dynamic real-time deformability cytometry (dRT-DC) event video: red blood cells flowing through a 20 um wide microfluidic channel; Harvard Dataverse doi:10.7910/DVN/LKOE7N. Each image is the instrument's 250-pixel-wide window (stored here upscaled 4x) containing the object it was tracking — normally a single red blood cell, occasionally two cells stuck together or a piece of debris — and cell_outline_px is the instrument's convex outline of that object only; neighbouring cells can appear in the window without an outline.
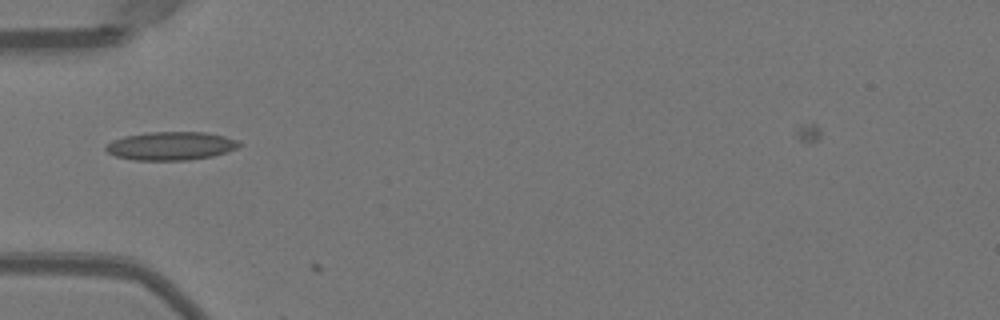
{"species": "Egyptian fruit bat (a non-hibernating species)", "species_latin": "Rousettus aegyptiacus", "temperature_condition": "warm", "stored_images_in_passage": 2, "camera_frame_rate_fps": 3000, "um_per_image_px": 0.085, "animal": {"sex": "female"}, "frame": {"image": 1, "passage_image": 1, "time_ms": 0.0, "image_size_px": [1000, 320], "cell_outline_px": [[244, 144], [236, 148], [212, 156], [188, 160], [136, 160], [116, 156], [108, 152], [104, 148], [104, 144], [112, 140], [124, 136], [148, 132], [204, 132], [224, 136], [240, 140]], "centroid_in_image_um": [14.52, 12.39], "position_along_channel_um": 70.5, "area_um2": 22.14}}